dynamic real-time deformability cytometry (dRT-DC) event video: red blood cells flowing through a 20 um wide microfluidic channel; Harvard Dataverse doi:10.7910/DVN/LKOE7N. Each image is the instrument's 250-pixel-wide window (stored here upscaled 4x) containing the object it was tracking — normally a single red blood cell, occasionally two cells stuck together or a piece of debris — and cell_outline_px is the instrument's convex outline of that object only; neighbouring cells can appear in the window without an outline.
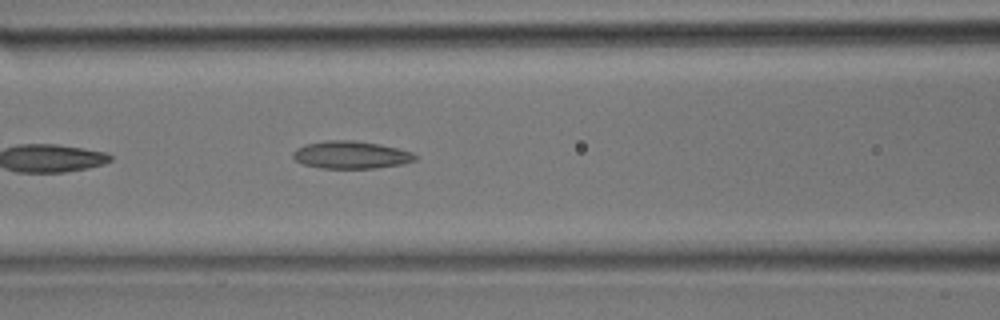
{"species": "common noctule bat (a hibernating species)", "species_latin": "Nyctalus noctula", "temperature_condition": "room temperature", "stored_images_in_passage": 13, "camera_frame_rate_fps": 3000, "um_per_image_px": 0.085, "animal": {"sex": "male", "body_mass_g": 17.9}, "frame": {"image": 1, "passage_image": 13, "time_ms": 4.0, "image_size_px": [1000, 320], "cell_outline_px": [[416, 160], [404, 164], [376, 168], [320, 168], [304, 164], [296, 160], [292, 156], [292, 152], [296, 148], [304, 144], [324, 140], [352, 140], [376, 144], [396, 148], [412, 152], [416, 156]], "centroid_in_image_um": [29.8, 13.16], "position_along_channel_um": 136.8, "area_um2": 19.59}}